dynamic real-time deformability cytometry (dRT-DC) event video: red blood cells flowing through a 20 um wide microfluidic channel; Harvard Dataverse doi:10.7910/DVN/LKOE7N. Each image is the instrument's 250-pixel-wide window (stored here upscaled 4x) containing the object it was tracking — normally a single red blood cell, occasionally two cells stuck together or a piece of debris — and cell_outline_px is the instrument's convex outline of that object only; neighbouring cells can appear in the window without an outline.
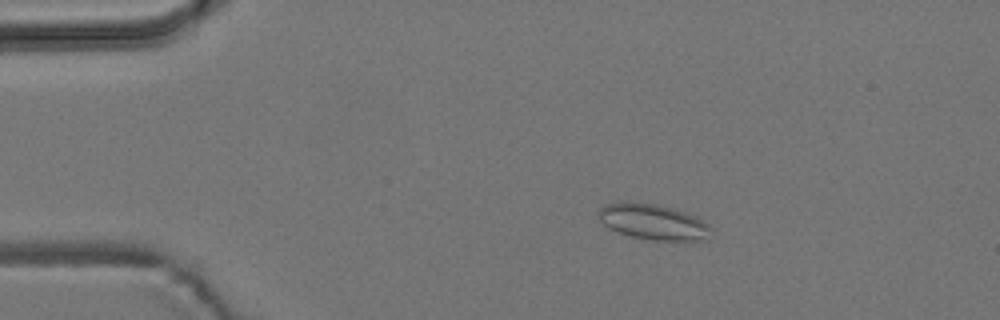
{"species": "common noctule bat (a hibernating species)", "species_latin": "Nyctalus noctula", "temperature_condition": "room temperature", "stored_images_in_passage": 6, "camera_frame_rate_fps": 3000, "um_per_image_px": 0.085, "animal": {"sex": "male", "body_mass_g": 19.2, "forearm_length_mm": 51.8}, "frame": {"image": 1, "passage_image": 3, "time_ms": 2.333, "image_size_px": [1000, 320], "cell_outline_px": [[712, 228], [708, 240], [652, 240], [632, 236], [608, 228], [600, 220], [596, 212], [604, 204], [656, 204], [672, 208], [696, 216], [708, 224]], "centroid_in_image_um": [55.56, 18.89], "position_along_channel_um": 29.4, "area_um2": 22.83}}
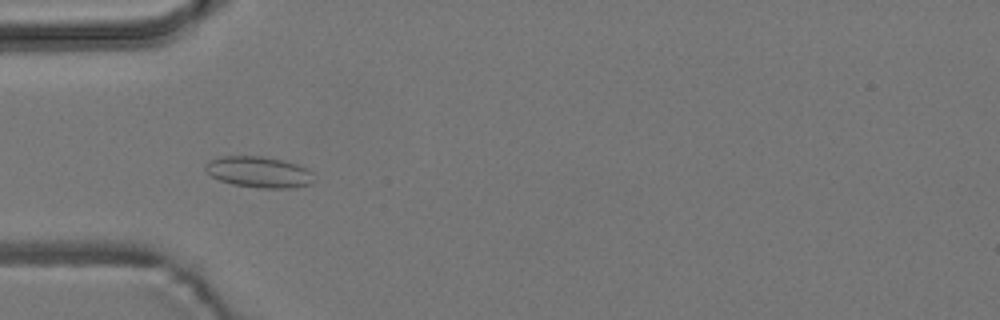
{"frame": {"image": 2, "passage_image": 5, "time_ms": 4.667, "image_size_px": [1000, 320], "cell_outline_px": [[312, 184], [292, 188], [260, 188], [232, 184], [220, 180], [212, 176], [204, 168], [204, 164], [208, 160], [220, 156], [260, 156], [284, 160], [308, 168], [312, 172]], "centroid_in_image_um": [22.0, 14.62], "position_along_channel_um": 63.0, "area_um2": 19.77}}